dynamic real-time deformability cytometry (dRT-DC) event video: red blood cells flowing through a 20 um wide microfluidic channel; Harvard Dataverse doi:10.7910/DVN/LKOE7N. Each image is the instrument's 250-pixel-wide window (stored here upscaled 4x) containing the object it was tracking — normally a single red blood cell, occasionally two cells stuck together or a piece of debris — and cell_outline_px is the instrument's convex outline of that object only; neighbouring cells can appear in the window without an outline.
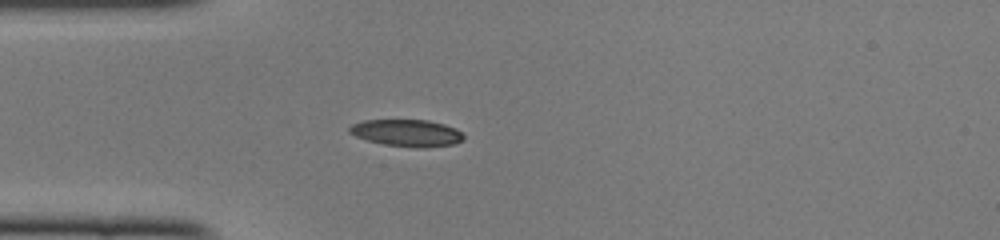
{"species": "common noctule bat (a hibernating species)", "species_latin": "Nyctalus noctula", "temperature_condition": "cold", "stored_images_in_passage": 36, "camera_frame_rate_fps": 3000, "um_per_image_px": 0.085, "animal": {"sex": "female", "body_mass_g": 22.0, "forearm_length_mm": 56.7}, "frame": {"image": 1, "passage_image": 1, "time_ms": 0.0, "image_size_px": [1000, 240], "cell_outline_px": [[464, 140], [456, 144], [424, 148], [384, 144], [368, 140], [356, 136], [348, 132], [348, 128], [352, 124], [364, 120], [428, 120], [444, 124], [456, 128], [464, 136]], "centroid_in_image_um": [34.61, 11.3], "position_along_channel_um": 50.4, "area_um2": 17.92}}
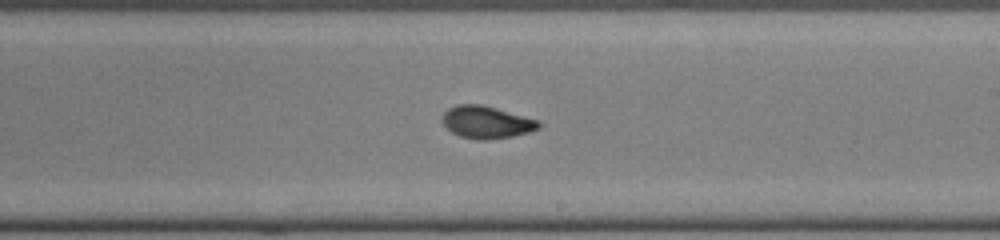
{"frame": {"image": 2, "passage_image": 16, "time_ms": 5.0, "image_size_px": [1000, 240], "cell_outline_px": [[540, 128], [528, 132], [512, 136], [484, 140], [480, 140], [460, 136], [452, 132], [440, 120], [444, 112], [448, 108], [456, 104], [480, 104], [496, 108], [540, 120]], "centroid_in_image_um": [41.34, 10.37], "position_along_channel_um": 247.7, "area_um2": 18.15}}
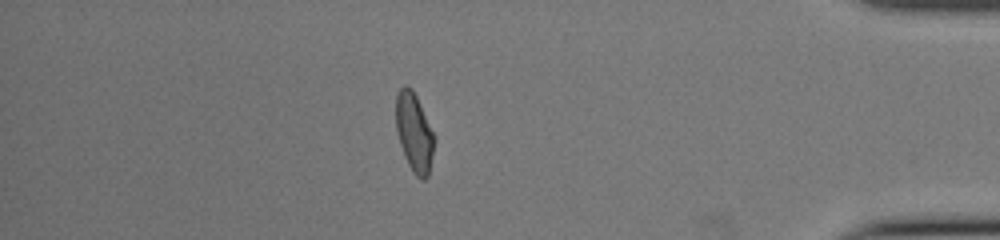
{"frame": {"image": 3, "passage_image": 30, "time_ms": 9.667, "image_size_px": [1000, 240], "cell_outline_px": [[436, 140], [428, 176], [424, 180], [420, 180], [412, 172], [404, 156], [396, 132], [396, 96], [400, 88], [404, 84], [408, 84], [412, 88], [416, 96]], "centroid_in_image_um": [35.2, 11.28], "position_along_channel_um": 400.0, "area_um2": 17.69}, "authors_computed_cell_mechanics": {"area_um2": 17.6579, "velocity_mm_per_s": 4.1101, "shape_relaxation_time_tau1_ms": null, "shape_relaxation_time_tau2_ms": 1.5492, "deformation_change_tau1": null, "deformation_change_tau2": 0.0551}}